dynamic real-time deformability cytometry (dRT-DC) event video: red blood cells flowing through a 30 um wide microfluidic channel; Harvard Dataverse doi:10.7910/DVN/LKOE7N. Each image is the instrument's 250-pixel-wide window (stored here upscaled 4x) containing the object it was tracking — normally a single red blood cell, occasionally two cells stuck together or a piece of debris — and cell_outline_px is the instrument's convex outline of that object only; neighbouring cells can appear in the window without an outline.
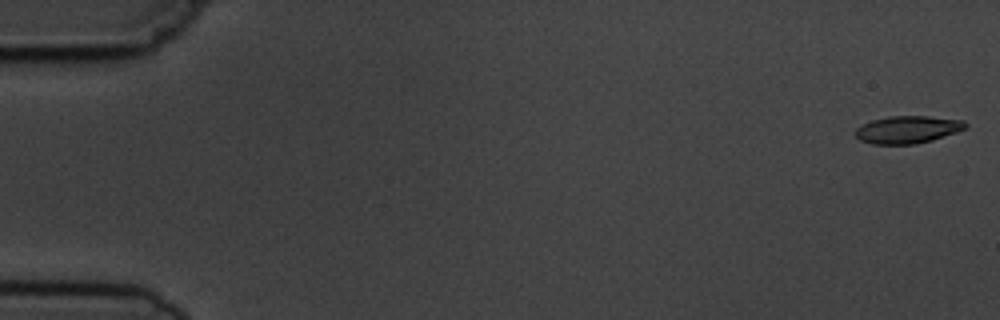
{"species": "common noctule bat (a hibernating species)", "species_latin": "Nyctalus noctula", "temperature_condition": "cold", "stored_images_in_passage": 5, "camera_frame_rate_fps": 3000, "um_per_image_px": 0.085, "animal": {"sex": "male", "body_mass_g": 19.5, "forearm_length_mm": 54.6}, "frame": {"image": 1, "passage_image": 1, "time_ms": 0.0, "image_size_px": [1000, 320], "cell_outline_px": [[968, 128], [932, 140], [916, 144], [872, 144], [860, 140], [856, 136], [856, 128], [872, 120], [888, 116], [928, 116], [964, 120], [968, 124]], "centroid_in_image_um": [77.18, 11.01], "position_along_channel_um": 7.8, "area_um2": 17.63}}
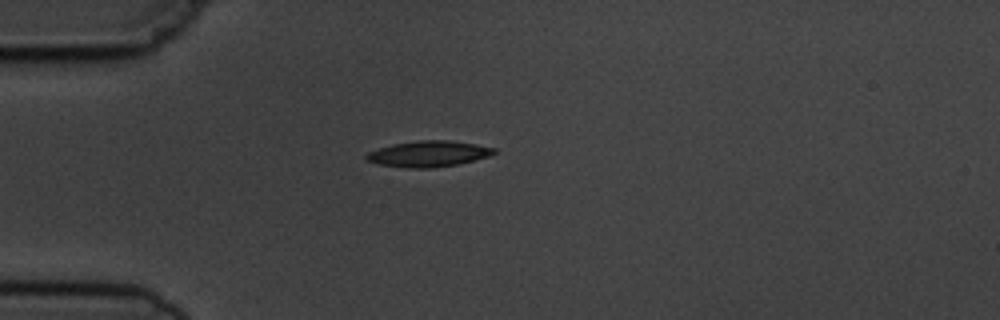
{"frame": {"image": 2, "passage_image": 5, "time_ms": 4.667, "image_size_px": [1000, 320], "cell_outline_px": [[496, 152], [488, 156], [456, 164], [432, 168], [408, 168], [380, 164], [368, 160], [364, 156], [368, 152], [392, 144], [420, 140], [448, 140], [476, 144], [496, 148]], "centroid_in_image_um": [36.42, 13.07], "position_along_channel_um": 48.6, "area_um2": 19.02}}